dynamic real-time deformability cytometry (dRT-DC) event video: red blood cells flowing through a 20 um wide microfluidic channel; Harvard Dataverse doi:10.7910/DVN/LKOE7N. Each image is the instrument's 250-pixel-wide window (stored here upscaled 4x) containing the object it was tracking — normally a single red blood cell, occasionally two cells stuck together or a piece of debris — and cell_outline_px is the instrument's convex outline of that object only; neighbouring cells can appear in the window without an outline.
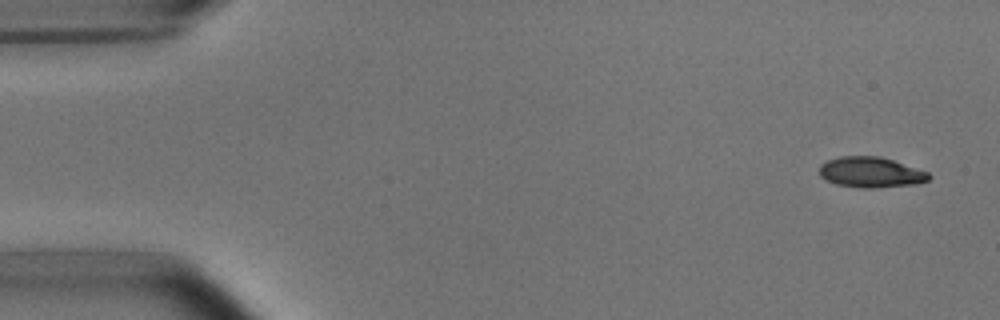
{"species": "common noctule bat (a hibernating species)", "species_latin": "Nyctalus noctula", "temperature_condition": "room temperature", "stored_images_in_passage": 8, "camera_frame_rate_fps": 3000, "um_per_image_px": 0.085, "animal": {"sex": "male", "body_mass_g": 15.6}, "frame": {"image": 1, "passage_image": 1, "time_ms": 0.0, "image_size_px": [1000, 320], "cell_outline_px": [[932, 176], [928, 180], [916, 184], [872, 188], [860, 188], [836, 184], [820, 176], [820, 164], [828, 160], [840, 156], [880, 156], [928, 172]], "centroid_in_image_um": [74.01, 14.64], "position_along_channel_um": 11.0, "area_um2": 19.36}}
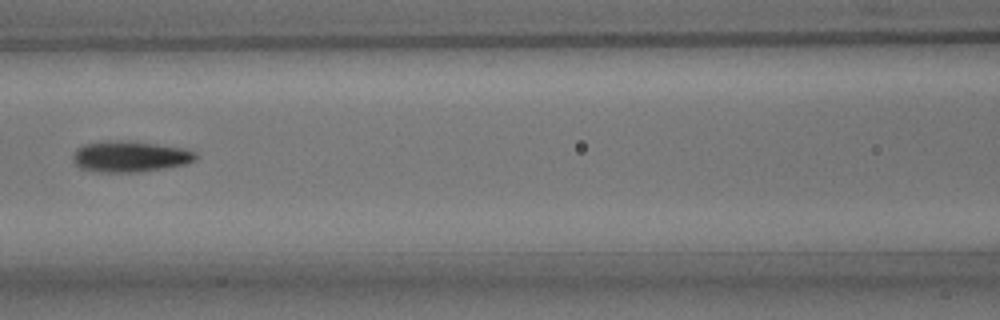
{"frame": {"image": 2, "passage_image": 7, "time_ms": 7.0, "image_size_px": [1000, 320], "cell_outline_px": [[200, 156], [196, 160], [184, 164], [164, 168], [140, 172], [104, 172], [80, 168], [72, 160], [72, 156], [76, 148], [84, 144], [108, 140], [120, 140], [156, 144], [188, 148], [196, 152]], "centroid_in_image_um": [11.08, 13.29], "position_along_channel_um": 155.5, "area_um2": 22.37}}
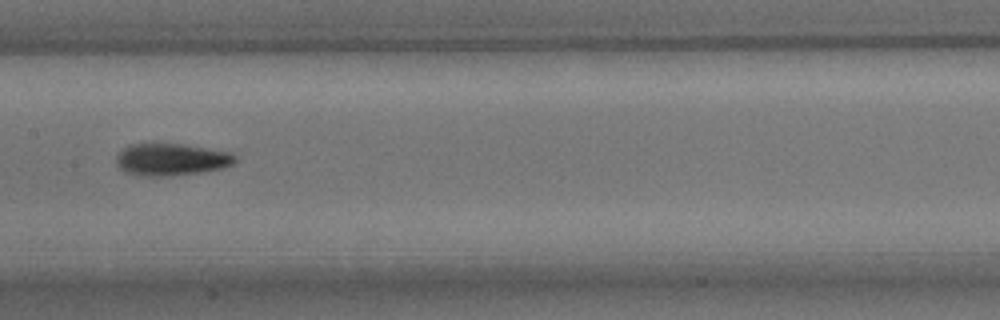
{"frame": {"image": 3, "passage_image": 8, "time_ms": 8.0, "image_size_px": [1000, 320], "cell_outline_px": [[236, 160], [232, 164], [224, 168], [204, 172], [168, 176], [148, 176], [124, 172], [116, 164], [116, 156], [124, 148], [132, 144], [184, 144], [232, 152], [236, 156]], "centroid_in_image_um": [14.6, 13.56], "position_along_channel_um": 192.8, "area_um2": 22.31}}